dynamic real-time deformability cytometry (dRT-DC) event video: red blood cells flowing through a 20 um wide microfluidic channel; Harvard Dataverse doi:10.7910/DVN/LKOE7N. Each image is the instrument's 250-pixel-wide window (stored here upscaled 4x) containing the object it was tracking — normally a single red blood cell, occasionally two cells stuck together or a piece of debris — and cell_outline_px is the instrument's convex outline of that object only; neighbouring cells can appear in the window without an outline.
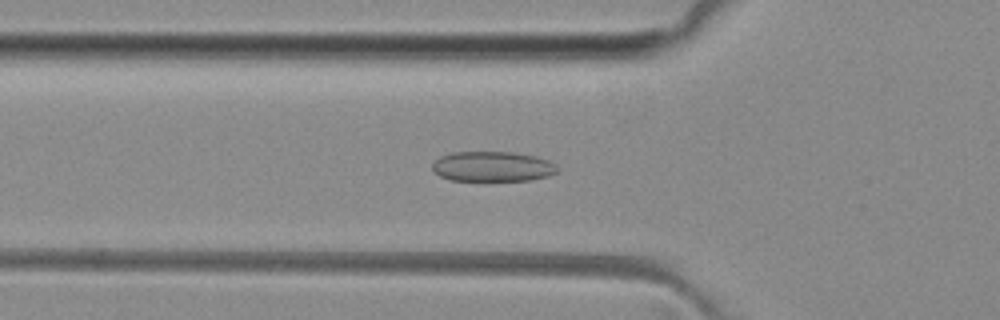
{"species": "common noctule bat (a hibernating species)", "species_latin": "Nyctalus noctula", "temperature_condition": "room temperature", "stored_images_in_passage": 36, "camera_frame_rate_fps": 3000, "um_per_image_px": 0.085, "animal": {"sex": "female", "body_mass_g": 29.2, "forearm_length_mm": 56.3}, "frame": {"image": 1, "passage_image": 10, "time_ms": 3.0, "image_size_px": [1000, 320], "cell_outline_px": [[560, 168], [556, 172], [548, 176], [532, 180], [452, 180], [440, 176], [432, 172], [432, 164], [440, 156], [452, 152], [512, 152], [536, 156], [548, 160], [556, 164]], "centroid_in_image_um": [41.87, 14.15], "position_along_channel_um": 83.9, "area_um2": 22.02}}
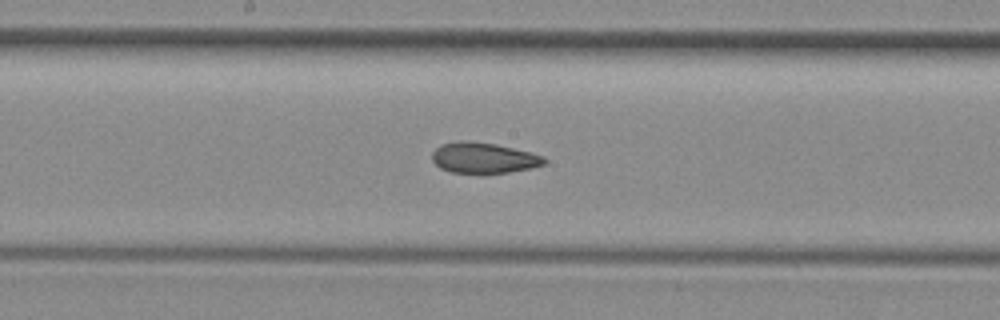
{"frame": {"image": 2, "passage_image": 19, "time_ms": 6.0, "image_size_px": [1000, 320], "cell_outline_px": [[548, 160], [544, 164], [532, 168], [508, 172], [452, 172], [440, 168], [432, 160], [432, 152], [440, 144], [456, 140], [468, 140], [496, 144], [532, 152], [544, 156]], "centroid_in_image_um": [41.11, 13.39], "position_along_channel_um": 207.1, "area_um2": 20.11}}
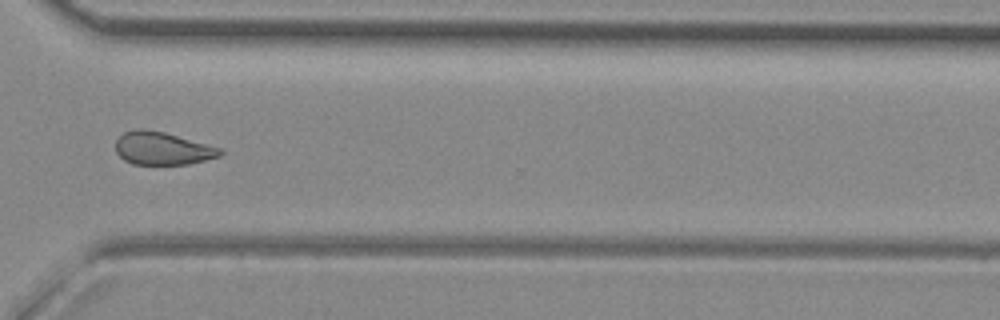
{"frame": {"image": 3, "passage_image": 30, "time_ms": 9.667, "image_size_px": [1000, 320], "cell_outline_px": [[224, 152], [220, 156], [188, 164], [132, 164], [124, 160], [116, 152], [116, 140], [124, 132], [136, 128], [140, 128], [164, 132], [224, 148]], "centroid_in_image_um": [13.83, 12.61], "position_along_channel_um": 356.8, "area_um2": 20.11}, "authors_computed_cell_mechanics": {"area_um2": 20.7502, "velocity_mm_per_s": 4.0844, "shape_relaxation_time_tau1_ms": null, "shape_relaxation_time_tau2_ms": 2.6384, "deformation_change_tau1": null, "deformation_change_tau2": 0.0879}}